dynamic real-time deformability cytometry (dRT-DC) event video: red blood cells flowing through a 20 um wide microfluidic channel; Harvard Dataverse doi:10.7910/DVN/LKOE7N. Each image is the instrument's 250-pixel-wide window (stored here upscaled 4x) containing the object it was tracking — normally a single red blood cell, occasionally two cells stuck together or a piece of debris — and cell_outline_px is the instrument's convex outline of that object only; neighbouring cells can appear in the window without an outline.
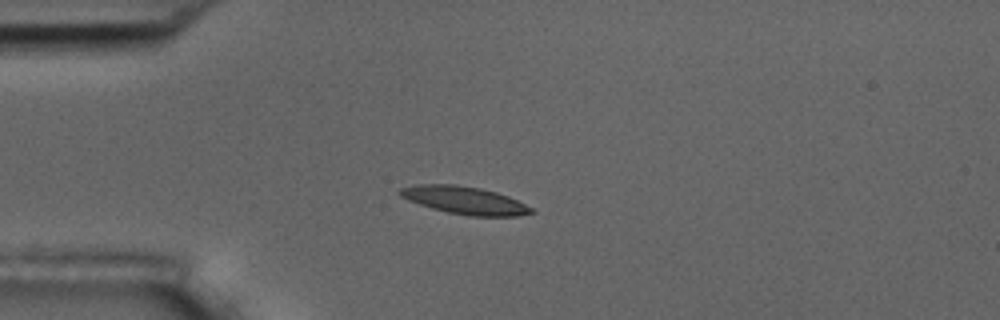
{"species": "common noctule bat (a hibernating species)", "species_latin": "Nyctalus noctula", "temperature_condition": "room temperature", "stored_images_in_passage": 5, "camera_frame_rate_fps": 3000, "um_per_image_px": 0.085, "animal": {"sex": "male", "body_mass_g": 17.5, "forearm_length_mm": 52.3}, "frame": {"image": 1, "passage_image": 1, "time_ms": 0.0, "image_size_px": [1000, 320], "cell_outline_px": [[536, 212], [516, 216], [468, 216], [448, 212], [432, 208], [408, 200], [400, 196], [396, 192], [400, 188], [416, 184], [456, 184], [480, 188], [496, 192], [508, 196], [532, 208]], "centroid_in_image_um": [39.46, 17.02], "position_along_channel_um": 45.5, "area_um2": 21.15}}
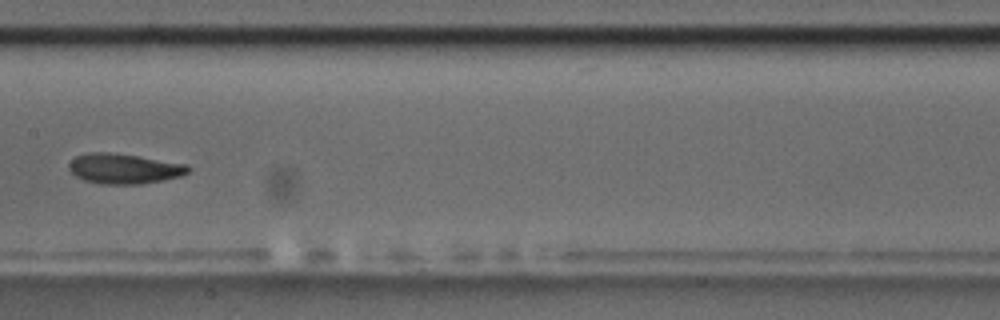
{"frame": {"image": 2, "passage_image": 5, "time_ms": 4.667, "image_size_px": [1000, 320], "cell_outline_px": [[192, 168], [188, 172], [180, 176], [164, 180], [140, 184], [100, 184], [84, 180], [76, 176], [68, 168], [68, 164], [76, 156], [88, 152], [108, 152], [136, 156], [188, 164]], "centroid_in_image_um": [10.55, 14.34], "position_along_channel_um": 196.9, "area_um2": 20.92}}